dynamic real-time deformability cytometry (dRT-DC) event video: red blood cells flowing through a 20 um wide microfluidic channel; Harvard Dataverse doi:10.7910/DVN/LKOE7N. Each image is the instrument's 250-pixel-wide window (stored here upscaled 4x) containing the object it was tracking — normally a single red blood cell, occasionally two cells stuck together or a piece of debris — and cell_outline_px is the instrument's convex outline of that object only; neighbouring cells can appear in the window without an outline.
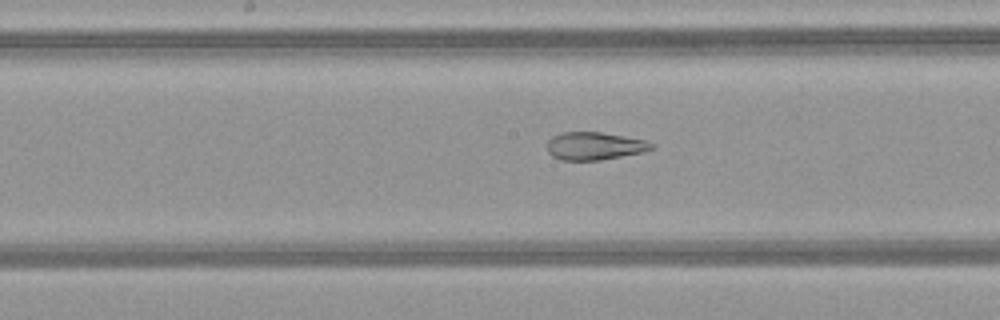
{"species": "common noctule bat (a hibernating species)", "species_latin": "Nyctalus noctula", "temperature_condition": "warm", "stored_images_in_passage": 40, "camera_frame_rate_fps": 3000, "um_per_image_px": 0.085, "animal": {"sex": "female", "body_mass_g": 21.9}, "frame": {"image": 1, "passage_image": 16, "time_ms": 5.0, "image_size_px": [1000, 320], "cell_outline_px": [[656, 148], [644, 152], [600, 160], [560, 160], [552, 156], [548, 152], [548, 140], [552, 136], [560, 132], [600, 132], [624, 136], [644, 140], [656, 144]], "centroid_in_image_um": [50.56, 12.41], "position_along_channel_um": 197.6, "area_um2": 17.05}}
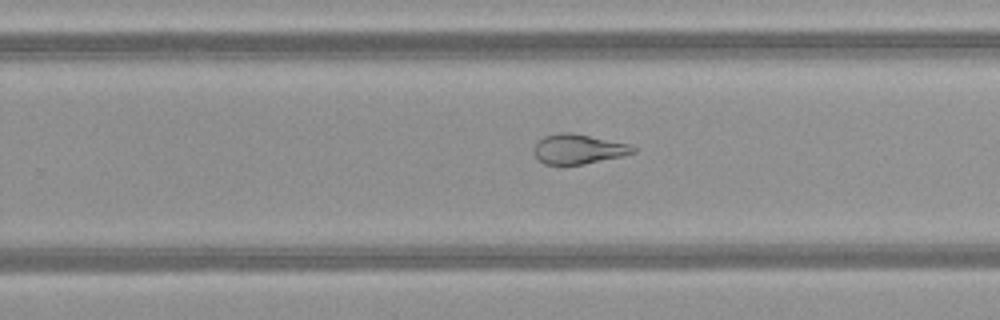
{"frame": {"image": 2, "passage_image": 22, "time_ms": 7.0, "image_size_px": [1000, 320], "cell_outline_px": [[636, 152], [624, 156], [584, 164], [544, 164], [532, 152], [532, 148], [544, 136], [560, 132], [572, 132], [628, 144], [636, 148]], "centroid_in_image_um": [49.16, 12.67], "position_along_channel_um": 280.6, "area_um2": 17.17}}
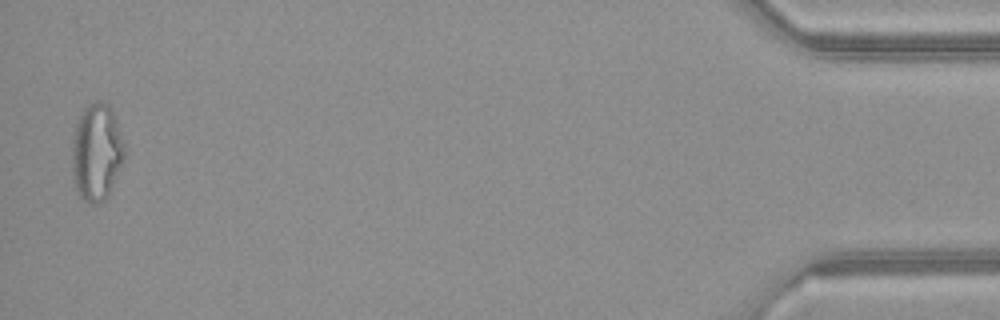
{"frame": {"image": 3, "passage_image": 39, "time_ms": 12.667, "image_size_px": [1000, 320], "cell_outline_px": [[124, 160], [108, 196], [104, 200], [96, 204], [92, 204], [84, 200], [80, 196], [76, 188], [72, 176], [72, 140], [76, 124], [84, 108], [88, 104], [96, 100], [104, 100], [108, 104], [112, 112], [120, 132], [124, 144]], "centroid_in_image_um": [8.2, 12.94], "position_along_channel_um": 427.0, "area_um2": 29.71}, "authors_computed_cell_mechanics": {"area_um2": 21.6461, "velocity_mm_per_s": 4.1668, "shape_relaxation_time_tau1_ms": null, "shape_relaxation_time_tau2_ms": 1.674, "deformation_change_tau1": null, "deformation_change_tau2": 0.0969}}